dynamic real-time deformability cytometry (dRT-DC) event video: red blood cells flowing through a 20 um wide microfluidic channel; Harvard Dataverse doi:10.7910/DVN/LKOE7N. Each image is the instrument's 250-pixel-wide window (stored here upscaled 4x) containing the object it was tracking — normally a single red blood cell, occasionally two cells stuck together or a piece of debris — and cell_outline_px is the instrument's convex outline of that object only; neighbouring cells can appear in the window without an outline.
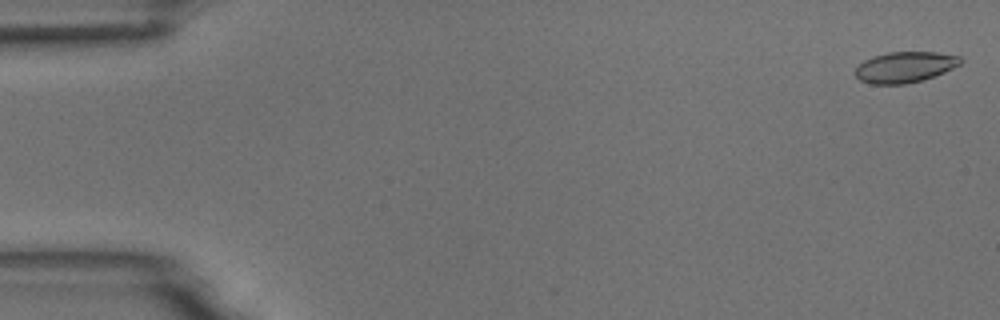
{"species": "common noctule bat (a hibernating species)", "species_latin": "Nyctalus noctula", "temperature_condition": "room temperature", "stored_images_in_passage": 5, "camera_frame_rate_fps": 3000, "um_per_image_px": 0.085, "animal": {"sex": "male", "body_mass_g": 18.8}, "frame": {"image": 1, "passage_image": 1, "time_ms": 0.0, "image_size_px": [1000, 320], "cell_outline_px": [[964, 60], [960, 64], [944, 72], [924, 80], [904, 84], [872, 84], [860, 80], [852, 72], [864, 60], [872, 56], [888, 52], [936, 52], [960, 56]], "centroid_in_image_um": [76.91, 5.7], "position_along_channel_um": 8.1, "area_um2": 19.02}}
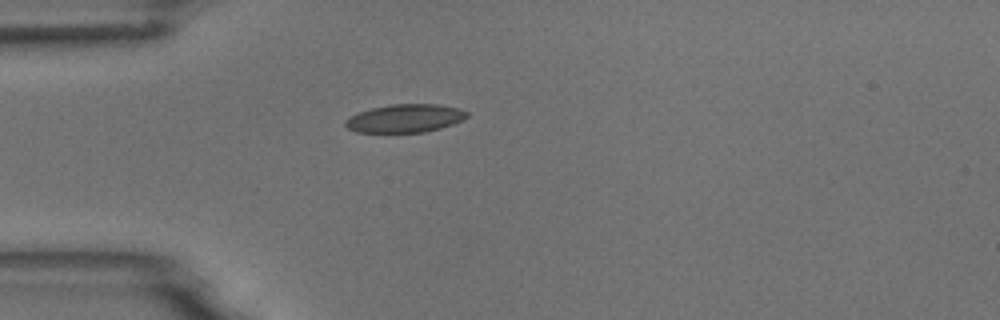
{"frame": {"image": 2, "passage_image": 5, "time_ms": 1.333, "image_size_px": [1000, 320], "cell_outline_px": [[468, 116], [464, 120], [440, 128], [424, 132], [356, 132], [348, 128], [344, 124], [344, 120], [360, 112], [372, 108], [392, 104], [436, 104], [460, 108], [468, 112]], "centroid_in_image_um": [34.46, 10.05], "position_along_channel_um": 50.5, "area_um2": 19.88}}